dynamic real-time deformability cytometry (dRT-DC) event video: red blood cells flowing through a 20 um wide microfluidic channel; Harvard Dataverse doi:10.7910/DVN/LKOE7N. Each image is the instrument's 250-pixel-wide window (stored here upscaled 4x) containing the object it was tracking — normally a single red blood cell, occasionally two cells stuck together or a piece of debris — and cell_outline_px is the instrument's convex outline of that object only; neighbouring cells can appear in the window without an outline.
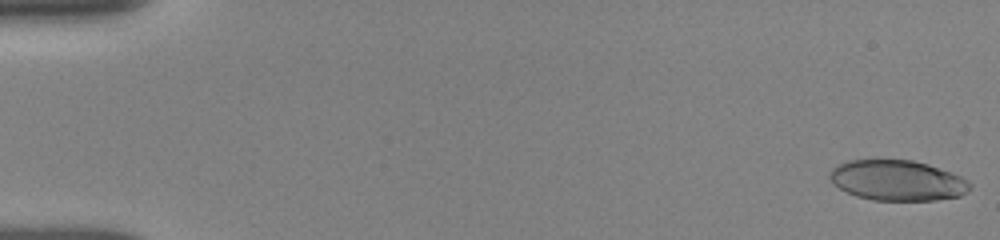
{"species": "human", "species_latin": "Homo sapiens", "temperature_condition": "room temperature", "stored_images_in_passage": 47, "camera_frame_rate_fps": 3000, "um_per_image_px": 0.085, "donor": {"sex": "female"}, "frame": {"image": 1, "passage_image": 1, "time_ms": 0.0, "image_size_px": [1000, 240], "cell_outline_px": [[972, 188], [968, 192], [960, 196], [936, 200], [872, 200], [856, 196], [840, 188], [828, 176], [828, 172], [832, 168], [848, 160], [912, 160], [928, 164], [952, 172], [968, 180], [972, 184]], "centroid_in_image_um": [76.32, 15.34], "position_along_channel_um": 8.7, "area_um2": 33.06}}
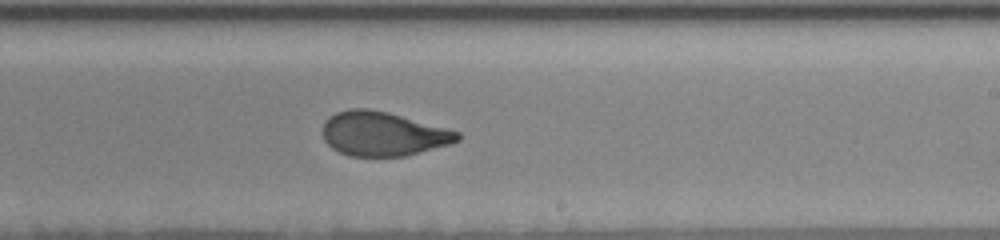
{"frame": {"image": 2, "passage_image": 27, "time_ms": 10.333, "image_size_px": [1000, 240], "cell_outline_px": [[460, 140], [452, 144], [404, 156], [352, 156], [340, 152], [332, 148], [324, 140], [324, 120], [328, 116], [336, 112], [348, 108], [368, 108], [388, 112], [460, 132]], "centroid_in_image_um": [32.55, 11.37], "position_along_channel_um": 256.5, "area_um2": 34.68}}
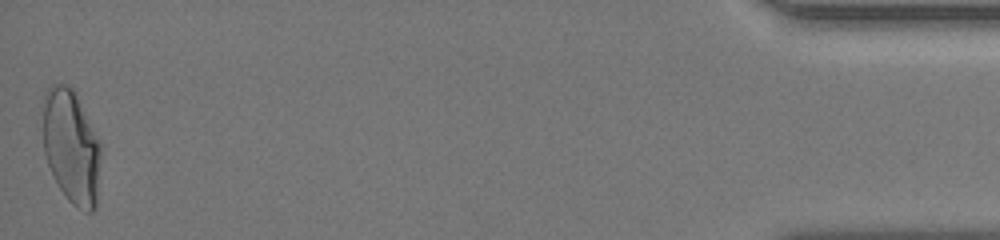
{"frame": {"image": 3, "passage_image": 47, "time_ms": 17.0, "image_size_px": [1000, 240], "cell_outline_px": [[100, 152], [96, 208], [92, 212], [84, 212], [72, 204], [68, 200], [52, 176], [44, 152], [44, 92], [52, 84], [68, 84], [76, 92], [100, 144]], "centroid_in_image_um": [6.06, 12.47], "position_along_channel_um": 429.1, "area_um2": 38.26}, "authors_computed_cell_mechanics": {"area_um2": 35.3736, "velocity_mm_per_s": 3.871, "shape_relaxation_time_tau1_ms": 10.0744, "shape_relaxation_time_tau2_ms": 0.7935, "deformation_change_tau1": 0.2605, "deformation_change_tau2": 0.0745}}